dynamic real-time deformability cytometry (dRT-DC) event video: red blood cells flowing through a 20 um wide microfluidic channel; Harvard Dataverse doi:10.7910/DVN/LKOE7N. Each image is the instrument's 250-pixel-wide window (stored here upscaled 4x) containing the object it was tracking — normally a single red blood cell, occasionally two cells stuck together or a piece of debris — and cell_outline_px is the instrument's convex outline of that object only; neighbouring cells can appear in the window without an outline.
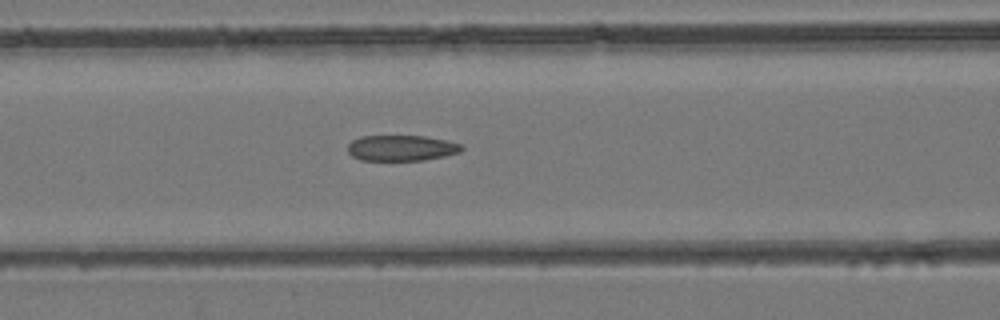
{"species": "common noctule bat (a hibernating species)", "species_latin": "Nyctalus noctula", "temperature_condition": "room temperature", "stored_images_in_passage": 36, "camera_frame_rate_fps": 3000, "um_per_image_px": 0.085, "animal": {"sex": "female", "body_mass_g": 24.6, "forearm_length_mm": 56.2}, "frame": {"image": 1, "passage_image": 10, "time_ms": 3.0, "image_size_px": [1000, 320], "cell_outline_px": [[464, 148], [460, 152], [444, 156], [424, 160], [360, 160], [352, 156], [348, 152], [348, 144], [352, 140], [360, 136], [424, 136], [448, 140], [460, 144]], "centroid_in_image_um": [34.11, 12.58], "position_along_channel_um": 132.5, "area_um2": 17.11}}
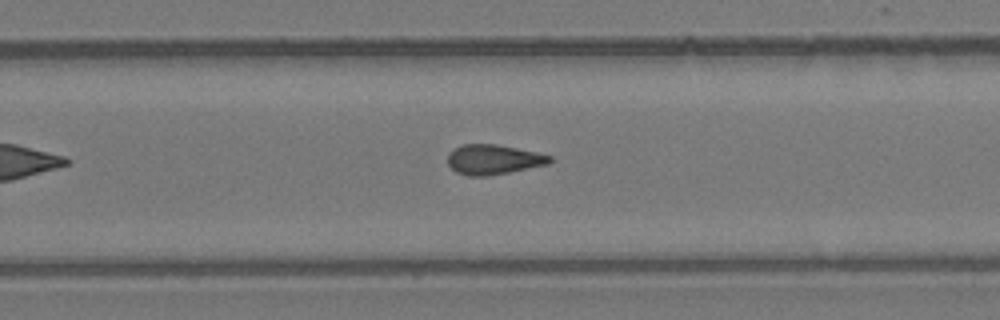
{"frame": {"image": 2, "passage_image": 20, "time_ms": 6.333, "image_size_px": [1000, 320], "cell_outline_px": [[552, 160], [548, 164], [488, 176], [468, 176], [456, 172], [448, 164], [448, 152], [460, 144], [496, 144], [536, 152], [552, 156]], "centroid_in_image_um": [41.9, 13.55], "position_along_channel_um": 287.9, "area_um2": 17.74}}
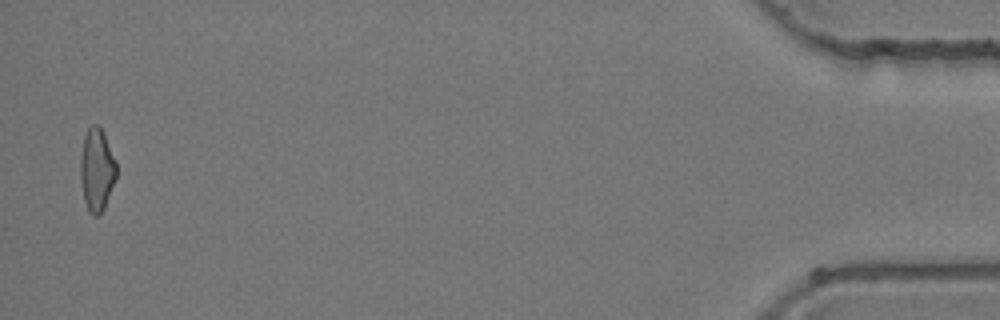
{"frame": {"image": 3, "passage_image": 35, "time_ms": 11.333, "image_size_px": [1000, 320], "cell_outline_px": [[116, 176], [104, 208], [100, 216], [92, 216], [88, 212], [84, 200], [80, 176], [80, 160], [84, 136], [88, 128], [92, 124], [100, 124], [104, 132], [116, 160]], "centroid_in_image_um": [8.22, 14.41], "position_along_channel_um": 427.0, "area_um2": 17.57}}